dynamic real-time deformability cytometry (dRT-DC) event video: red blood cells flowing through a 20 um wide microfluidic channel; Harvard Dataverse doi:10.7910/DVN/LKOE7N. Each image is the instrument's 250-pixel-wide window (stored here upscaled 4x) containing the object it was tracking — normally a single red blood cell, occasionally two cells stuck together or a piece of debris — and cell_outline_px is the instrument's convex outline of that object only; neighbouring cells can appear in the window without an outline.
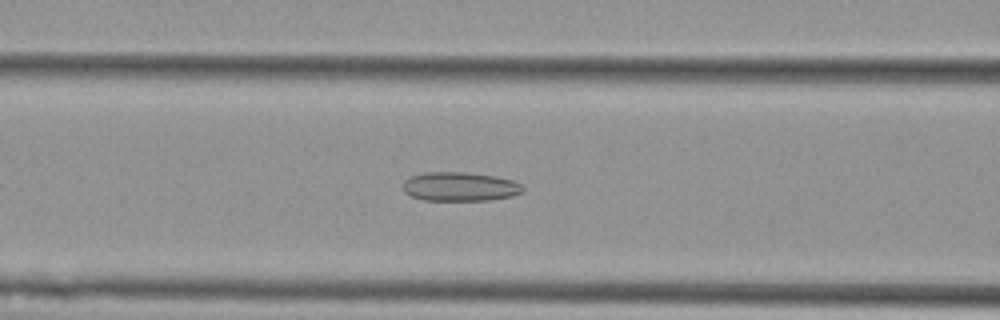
{"species": "Egyptian fruit bat (a non-hibernating species)", "species_latin": "Rousettus aegyptiacus", "temperature_condition": "cold", "stored_images_in_passage": 44, "camera_frame_rate_fps": 3000, "um_per_image_px": 0.085, "animal": {"sex": "female"}, "frame": {"image": 1, "passage_image": 12, "time_ms": 3.667, "image_size_px": [1000, 320], "cell_outline_px": [[524, 192], [512, 196], [488, 200], [424, 200], [412, 196], [404, 192], [404, 180], [408, 176], [424, 172], [464, 172], [496, 176], [512, 180], [520, 184], [524, 188]], "centroid_in_image_um": [39.09, 15.85], "position_along_channel_um": 127.5, "area_um2": 20.35}}
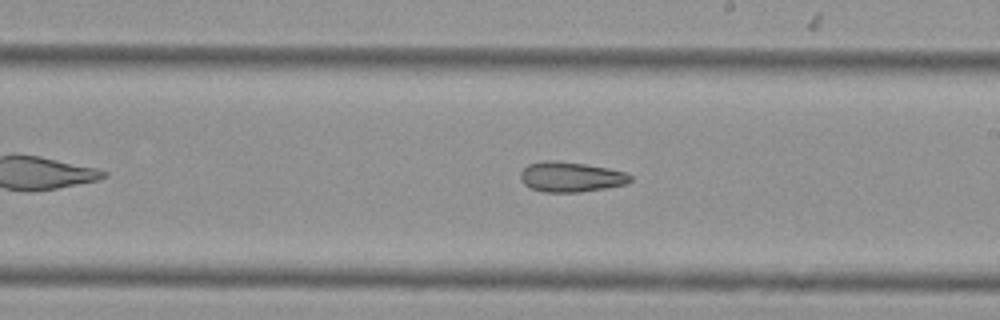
{"frame": {"image": 2, "passage_image": 21, "time_ms": 6.667, "image_size_px": [1000, 320], "cell_outline_px": [[632, 180], [628, 184], [608, 188], [580, 192], [544, 192], [532, 188], [524, 184], [520, 180], [520, 172], [528, 164], [544, 160], [556, 160], [584, 164], [608, 168], [624, 172], [632, 176]], "centroid_in_image_um": [48.53, 15.04], "position_along_channel_um": 240.5, "area_um2": 19.42}}
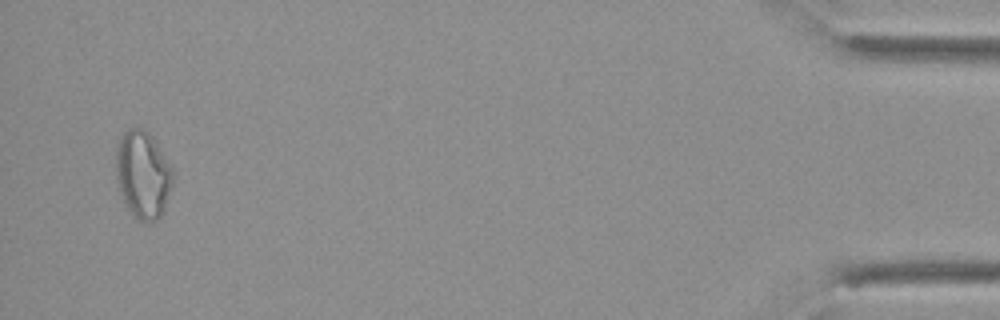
{"frame": {"image": 3, "passage_image": 42, "time_ms": 13.667, "image_size_px": [1000, 320], "cell_outline_px": [[172, 188], [164, 212], [156, 220], [148, 224], [144, 224], [128, 208], [120, 192], [116, 176], [116, 144], [124, 132], [128, 128], [144, 128], [152, 136], [172, 168]], "centroid_in_image_um": [12.15, 14.85], "position_along_channel_um": 423.0, "area_um2": 29.07}, "authors_computed_cell_mechanics": {"area_um2": 21.4727, "velocity_mm_per_s": 3.7834, "shape_relaxation_time_tau1_ms": null, "shape_relaxation_time_tau2_ms": 9.3813, "deformation_change_tau1": null, "deformation_change_tau2": 0.2038}}